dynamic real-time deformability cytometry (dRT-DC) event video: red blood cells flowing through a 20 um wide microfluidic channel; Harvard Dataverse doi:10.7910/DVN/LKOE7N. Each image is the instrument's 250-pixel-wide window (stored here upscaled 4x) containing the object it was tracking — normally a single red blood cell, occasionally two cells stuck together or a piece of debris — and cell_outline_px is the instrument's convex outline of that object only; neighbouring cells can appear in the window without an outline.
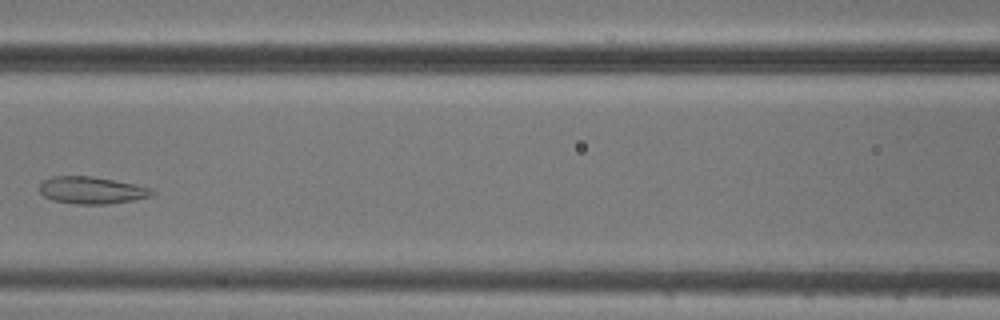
{"species": "common noctule bat (a hibernating species)", "species_latin": "Nyctalus noctula", "temperature_condition": "cold", "stored_images_in_passage": 9, "camera_frame_rate_fps": 3000, "um_per_image_px": 0.085, "animal": {"sex": "male", "body_mass_g": 20.5, "forearm_length_mm": 52.5}, "frame": {"image": 1, "passage_image": 6, "time_ms": 6.0, "image_size_px": [1000, 320], "cell_outline_px": [[156, 192], [152, 196], [132, 200], [108, 204], [76, 204], [52, 200], [44, 196], [40, 192], [40, 184], [44, 180], [52, 176], [92, 176], [136, 184], [152, 188]], "centroid_in_image_um": [7.82, 16.17], "position_along_channel_um": 158.8, "area_um2": 17.86}}
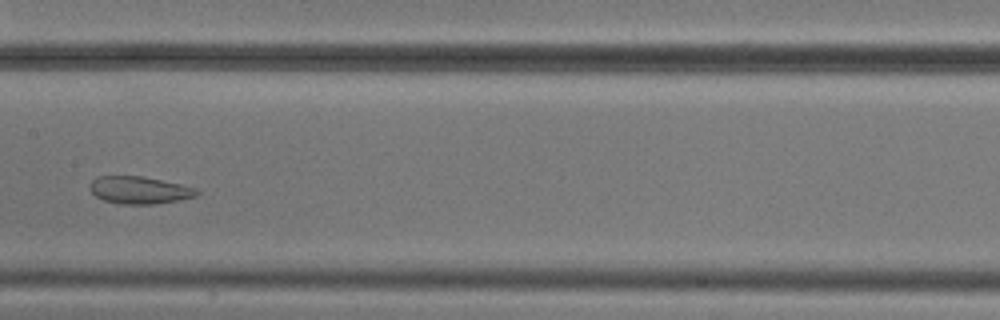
{"frame": {"image": 2, "passage_image": 7, "time_ms": 7.0, "image_size_px": [1000, 320], "cell_outline_px": [[200, 192], [196, 196], [156, 204], [120, 204], [104, 200], [96, 196], [88, 188], [92, 180], [96, 176], [140, 176], [180, 184], [196, 188]], "centroid_in_image_um": [11.82, 16.16], "position_along_channel_um": 195.6, "area_um2": 16.94}}
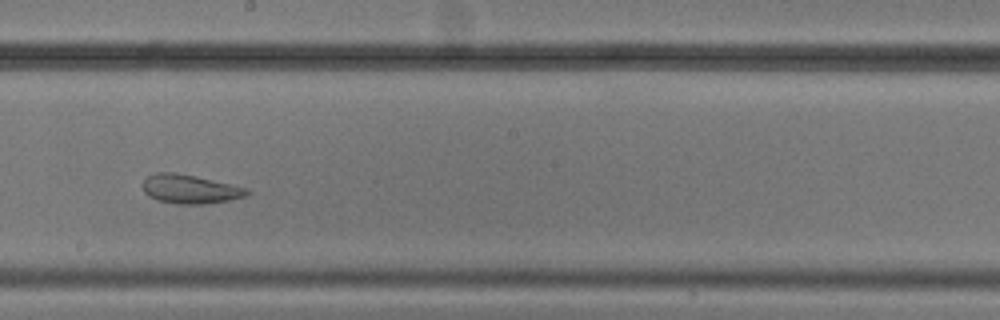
{"frame": {"image": 3, "passage_image": 8, "time_ms": 8.0, "image_size_px": [1000, 320], "cell_outline_px": [[252, 192], [248, 196], [228, 200], [204, 204], [176, 204], [156, 200], [148, 196], [144, 192], [140, 184], [148, 176], [156, 172], [176, 172], [196, 176], [248, 188]], "centroid_in_image_um": [16.13, 16.07], "position_along_channel_um": 232.1, "area_um2": 17.86}}